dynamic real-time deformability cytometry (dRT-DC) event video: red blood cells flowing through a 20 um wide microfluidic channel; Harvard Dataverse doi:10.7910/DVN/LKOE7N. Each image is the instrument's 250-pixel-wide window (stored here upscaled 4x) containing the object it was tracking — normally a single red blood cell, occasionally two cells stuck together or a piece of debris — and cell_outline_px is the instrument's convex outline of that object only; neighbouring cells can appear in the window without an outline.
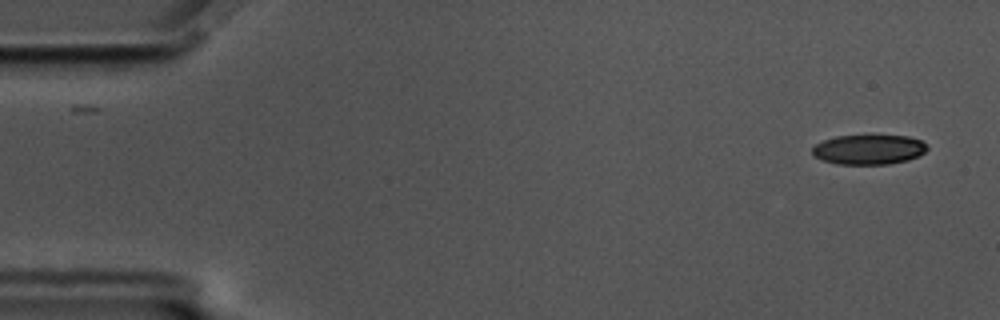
{"species": "common noctule bat (a hibernating species)", "species_latin": "Nyctalus noctula", "temperature_condition": "cold", "stored_images_in_passage": 56, "camera_frame_rate_fps": 3000, "um_per_image_px": 0.085, "animal": {"sex": "male", "body_mass_g": 17.5, "forearm_length_mm": 52.3}, "frame": {"image": 1, "passage_image": 2, "time_ms": 0.333, "image_size_px": [1000, 320], "cell_outline_px": [[928, 148], [924, 152], [908, 160], [888, 164], [836, 164], [824, 160], [816, 156], [812, 152], [812, 148], [816, 144], [824, 140], [836, 136], [908, 136], [920, 140]], "centroid_in_image_um": [73.83, 12.71], "position_along_channel_um": 11.2, "area_um2": 19.59}}
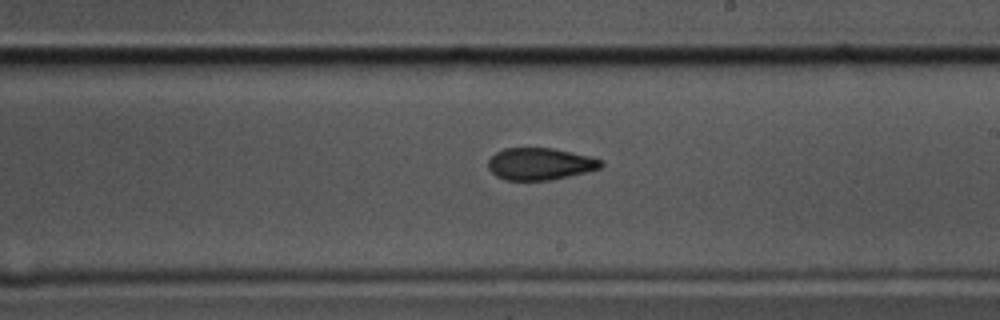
{"frame": {"image": 2, "passage_image": 32, "time_ms": 10.333, "image_size_px": [1000, 320], "cell_outline_px": [[604, 164], [600, 168], [552, 180], [504, 180], [496, 176], [488, 168], [488, 160], [496, 152], [504, 148], [552, 148], [588, 156], [600, 160]], "centroid_in_image_um": [45.86, 13.93], "position_along_channel_um": 243.1, "area_um2": 20.87}}
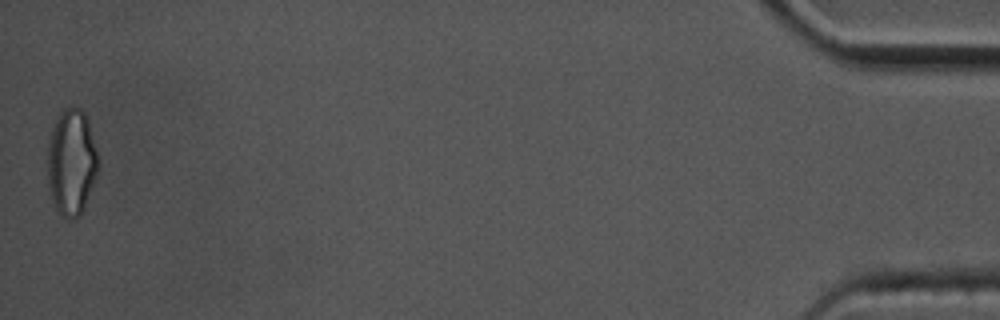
{"frame": {"image": 3, "passage_image": 56, "time_ms": 18.333, "image_size_px": [1000, 320], "cell_outline_px": [[100, 164], [96, 176], [84, 208], [76, 216], [64, 216], [56, 212], [52, 200], [48, 184], [48, 136], [56, 116], [64, 108], [80, 108], [84, 112], [88, 120], [100, 160]], "centroid_in_image_um": [6.07, 13.73], "position_along_channel_um": 429.1, "area_um2": 31.5}, "authors_computed_cell_mechanics": {"area_um2": 22.1374, "velocity_mm_per_s": 3.5155, "shape_relaxation_time_tau1_ms": 8.4161, "shape_relaxation_time_tau2_ms": 2.1909, "deformation_change_tau1": 0.1795, "deformation_change_tau2": 0.0781}}